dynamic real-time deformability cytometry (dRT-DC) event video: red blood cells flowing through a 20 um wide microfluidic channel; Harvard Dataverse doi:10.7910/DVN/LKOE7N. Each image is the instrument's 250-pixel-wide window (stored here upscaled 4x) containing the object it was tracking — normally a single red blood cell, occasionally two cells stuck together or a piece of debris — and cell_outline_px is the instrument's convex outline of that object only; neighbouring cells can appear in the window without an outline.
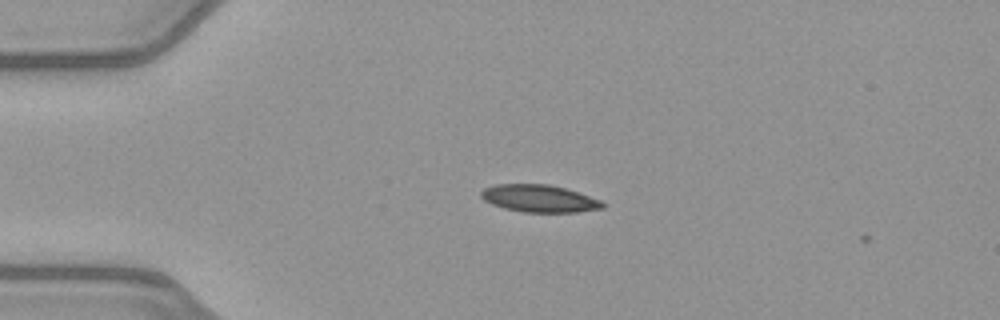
{"species": "common noctule bat (a hibernating species)", "species_latin": "Nyctalus noctula", "temperature_condition": "warm", "stored_images_in_passage": 4, "camera_frame_rate_fps": 3000, "um_per_image_px": 0.085, "animal": {"sex": "female", "body_mass_g": 21.9}, "frame": {"image": 1, "passage_image": 1, "time_ms": 0.0, "image_size_px": [1000, 320], "cell_outline_px": [[604, 208], [576, 212], [524, 212], [504, 208], [492, 204], [484, 200], [480, 196], [480, 192], [484, 188], [496, 184], [548, 184], [564, 188], [600, 200], [604, 204]], "centroid_in_image_um": [45.8, 16.87], "position_along_channel_um": 39.2, "area_um2": 19.19}}